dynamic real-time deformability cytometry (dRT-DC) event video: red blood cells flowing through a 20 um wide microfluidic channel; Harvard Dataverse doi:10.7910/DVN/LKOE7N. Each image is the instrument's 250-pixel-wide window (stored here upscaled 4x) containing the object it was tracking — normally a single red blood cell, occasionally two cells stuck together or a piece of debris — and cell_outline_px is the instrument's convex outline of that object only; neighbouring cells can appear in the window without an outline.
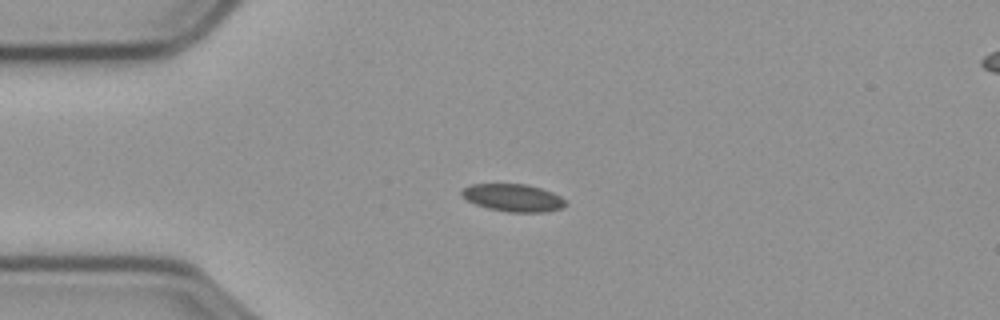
{"species": "common noctule bat (a hibernating species)", "species_latin": "Nyctalus noctula", "temperature_condition": "cold", "stored_images_in_passage": 44, "camera_frame_rate_fps": 3000, "um_per_image_px": 0.085, "animal": {"sex": "male", "body_mass_g": 23.1, "forearm_length_mm": 52.7}, "frame": {"image": 1, "passage_image": 1, "time_ms": 0.0, "image_size_px": [1000, 320], "cell_outline_px": [[568, 204], [560, 208], [544, 212], [508, 212], [488, 208], [476, 204], [468, 200], [460, 192], [464, 188], [472, 184], [528, 184], [552, 192], [560, 196]], "centroid_in_image_um": [43.64, 16.81], "position_along_channel_um": 41.4, "area_um2": 16.47}}
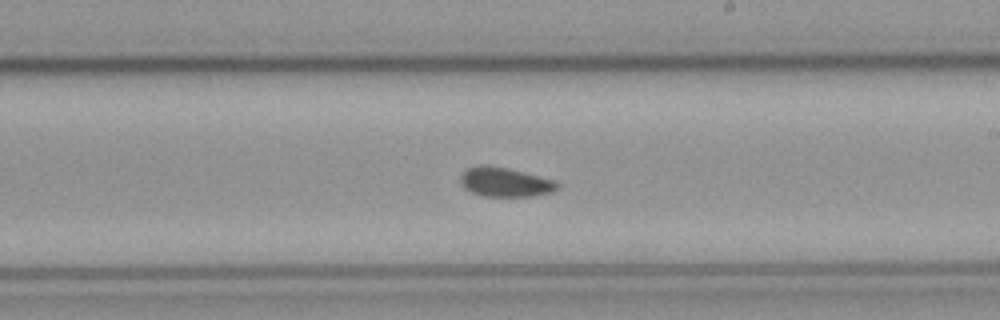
{"frame": {"image": 2, "passage_image": 20, "time_ms": 6.333, "image_size_px": [1000, 320], "cell_outline_px": [[560, 184], [552, 192], [532, 196], [484, 196], [472, 192], [464, 188], [460, 184], [460, 176], [468, 168], [484, 164], [508, 168], [556, 180]], "centroid_in_image_um": [42.93, 15.47], "position_along_channel_um": 246.1, "area_um2": 16.53}}
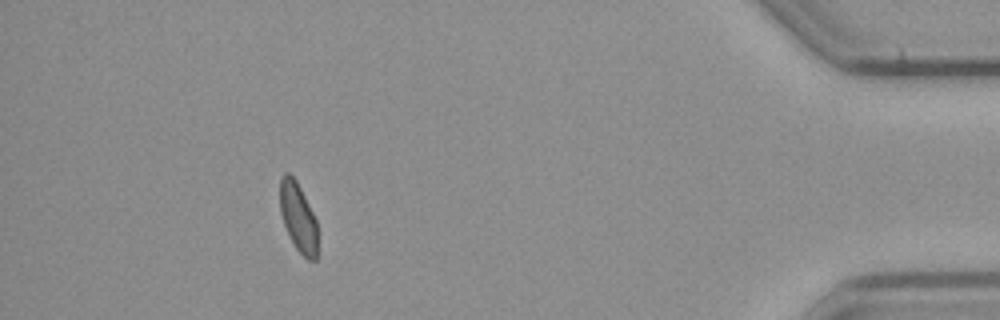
{"frame": {"image": 3, "passage_image": 39, "time_ms": 12.667, "image_size_px": [1000, 320], "cell_outline_px": [[316, 260], [308, 260], [296, 248], [284, 224], [280, 212], [280, 176], [284, 172], [288, 172], [296, 180], [316, 220]], "centroid_in_image_um": [25.31, 18.42], "position_along_channel_um": 409.9, "area_um2": 14.74}, "authors_computed_cell_mechanics": {"area_um2": 16.3574, "velocity_mm_per_s": 3.5782, "shape_relaxation_time_tau1_ms": null, "shape_relaxation_time_tau2_ms": 4.3706, "deformation_change_tau1": null, "deformation_change_tau2": 0.0763}}